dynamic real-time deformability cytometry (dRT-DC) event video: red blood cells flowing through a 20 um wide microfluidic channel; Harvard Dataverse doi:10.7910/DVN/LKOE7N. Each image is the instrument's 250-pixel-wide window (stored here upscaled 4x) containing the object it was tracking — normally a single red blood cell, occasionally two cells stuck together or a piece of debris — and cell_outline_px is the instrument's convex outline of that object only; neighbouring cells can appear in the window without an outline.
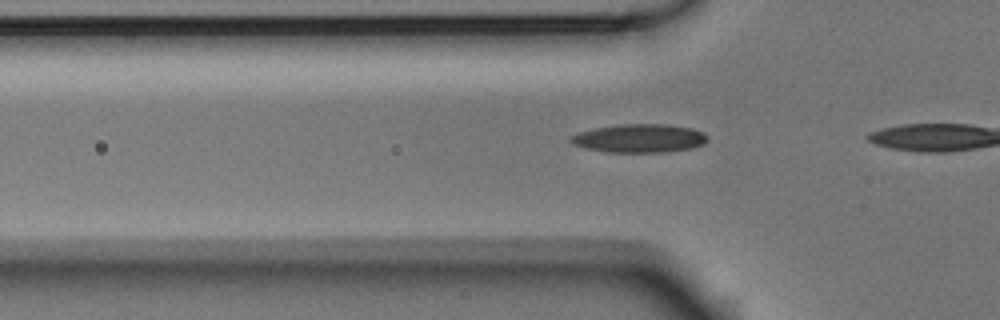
{"species": "Egyptian fruit bat (a non-hibernating species)", "species_latin": "Rousettus aegyptiacus", "temperature_condition": "room temperature", "stored_images_in_passage": 19, "camera_frame_rate_fps": 3000, "um_per_image_px": 0.085, "animal": {"sex": "male"}, "frame": {"image": 1, "passage_image": 11, "time_ms": 3.333, "image_size_px": [1000, 320], "cell_outline_px": [[708, 140], [704, 144], [692, 148], [664, 152], [608, 152], [588, 148], [572, 144], [568, 140], [572, 136], [580, 132], [596, 128], [620, 124], [668, 124], [692, 128], [704, 132], [708, 136]], "centroid_in_image_um": [54.41, 11.75], "position_along_channel_um": 71.4, "area_um2": 22.66}}
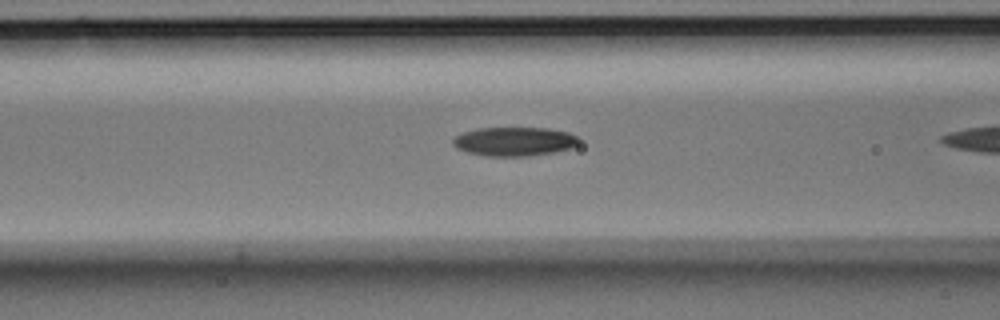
{"frame": {"image": 2, "passage_image": 15, "time_ms": 4.667, "image_size_px": [1000, 320], "cell_outline_px": [[580, 144], [572, 148], [552, 152], [528, 156], [484, 156], [468, 152], [456, 148], [452, 144], [452, 140], [456, 136], [464, 132], [476, 128], [548, 128], [568, 132], [576, 136], [580, 140]], "centroid_in_image_um": [43.72, 12.02], "position_along_channel_um": 122.9, "area_um2": 21.33}}
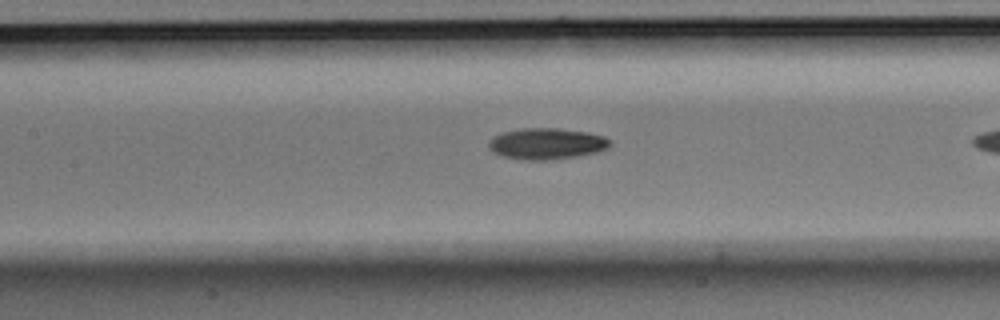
{"frame": {"image": 3, "passage_image": 18, "time_ms": 5.667, "image_size_px": [1000, 320], "cell_outline_px": [[612, 144], [608, 148], [600, 152], [576, 156], [544, 160], [528, 160], [504, 156], [496, 152], [488, 144], [492, 136], [504, 132], [524, 128], [556, 128], [588, 132], [604, 136], [612, 140]], "centroid_in_image_um": [46.55, 12.2], "position_along_channel_um": 160.9, "area_um2": 21.91}}